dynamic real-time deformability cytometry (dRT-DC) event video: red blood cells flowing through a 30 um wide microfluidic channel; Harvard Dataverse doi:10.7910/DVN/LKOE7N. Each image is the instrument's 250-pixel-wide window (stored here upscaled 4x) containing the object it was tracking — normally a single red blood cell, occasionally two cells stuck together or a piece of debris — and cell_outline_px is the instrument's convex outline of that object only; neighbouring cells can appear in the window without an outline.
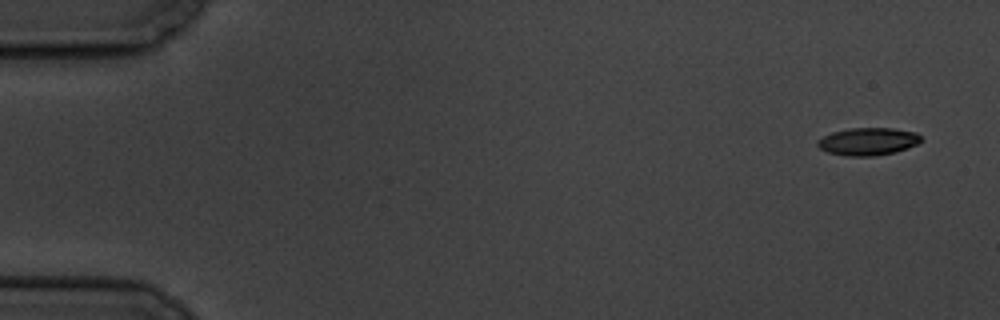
{"species": "common noctule bat (a hibernating species)", "species_latin": "Nyctalus noctula", "temperature_condition": "cold", "stored_images_in_passage": 9, "camera_frame_rate_fps": 3000, "um_per_image_px": 0.085, "animal": {"sex": "male", "body_mass_g": 19.5, "forearm_length_mm": 54.6}, "frame": {"image": 1, "passage_image": 1, "time_ms": 0.0, "image_size_px": [1000, 320], "cell_outline_px": [[924, 140], [908, 148], [896, 152], [876, 156], [848, 156], [828, 152], [820, 148], [816, 144], [816, 140], [832, 132], [848, 128], [892, 128], [916, 132]], "centroid_in_image_um": [73.79, 12.02], "position_along_channel_um": 11.2, "area_um2": 16.76}}
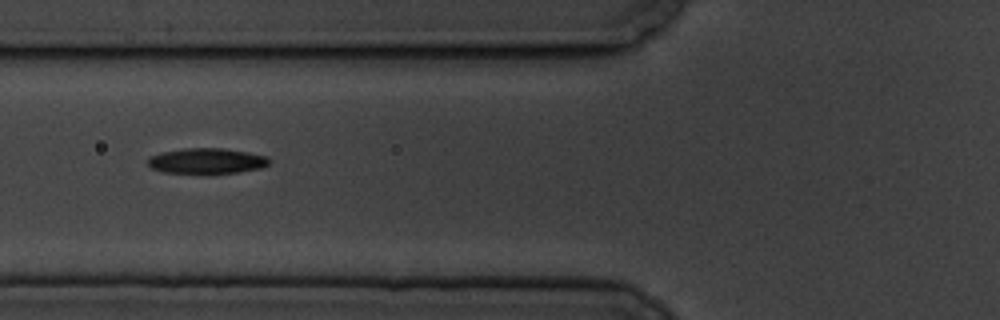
{"frame": {"image": 2, "passage_image": 6, "time_ms": 6.667, "image_size_px": [1000, 320], "cell_outline_px": [[272, 160], [268, 164], [260, 168], [236, 172], [164, 172], [152, 168], [148, 164], [148, 156], [164, 152], [184, 148], [224, 148], [248, 152], [268, 156]], "centroid_in_image_um": [17.6, 13.65], "position_along_channel_um": 108.2, "area_um2": 17.69}}
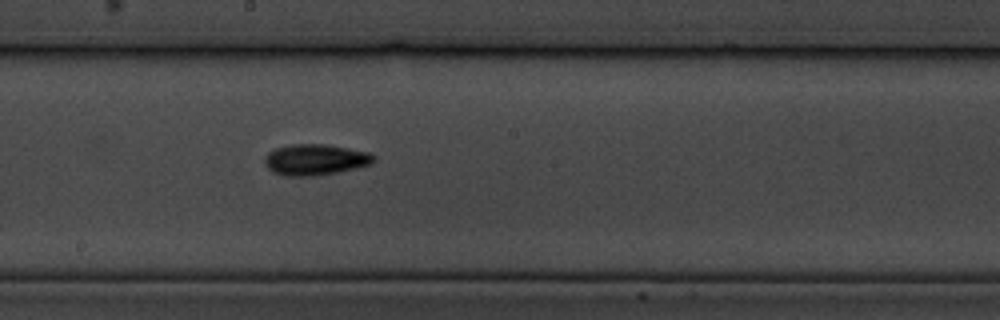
{"frame": {"image": 3, "passage_image": 9, "time_ms": 10.0, "image_size_px": [1000, 320], "cell_outline_px": [[376, 156], [372, 164], [356, 168], [316, 176], [284, 176], [272, 172], [264, 164], [264, 156], [268, 152], [276, 148], [292, 144], [324, 144], [348, 148], [368, 152]], "centroid_in_image_um": [26.77, 13.57], "position_along_channel_um": 221.4, "area_um2": 19.83}}